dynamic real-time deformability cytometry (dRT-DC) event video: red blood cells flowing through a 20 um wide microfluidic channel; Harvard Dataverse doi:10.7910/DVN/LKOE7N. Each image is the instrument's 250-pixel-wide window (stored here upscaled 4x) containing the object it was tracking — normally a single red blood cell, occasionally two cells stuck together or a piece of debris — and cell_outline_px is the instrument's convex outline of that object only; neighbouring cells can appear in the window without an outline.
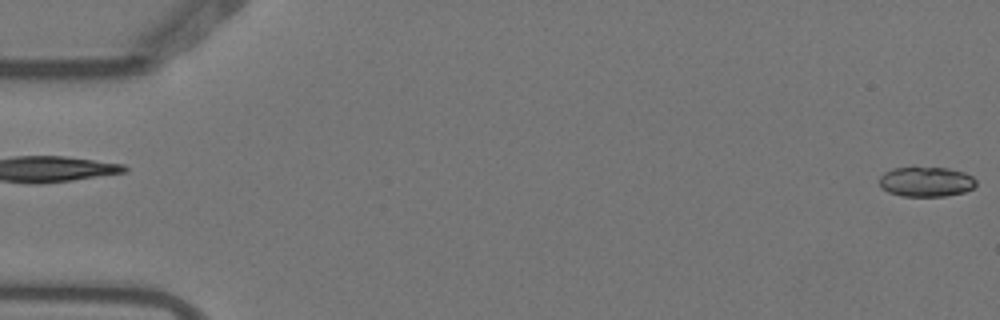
{"species": "Egyptian fruit bat (a non-hibernating species)", "species_latin": "Rousettus aegyptiacus", "temperature_condition": "warm", "stored_images_in_passage": 5, "segment_of_instrument_passage": [2, 2], "camera_frame_rate_fps": 3000, "um_per_image_px": 0.085, "animal": {"sex": "female"}, "frame": {"image": 1, "passage_image": 5, "time_ms": 1.333, "image_size_px": [1000, 320], "cell_outline_px": [[976, 184], [972, 188], [964, 192], [944, 196], [900, 196], [888, 192], [880, 188], [880, 176], [884, 172], [892, 168], [912, 164], [948, 168], [964, 172], [972, 176], [976, 180]], "centroid_in_image_um": [78.67, 15.39], "position_along_channel_um": 6.3, "area_um2": 17.63}}